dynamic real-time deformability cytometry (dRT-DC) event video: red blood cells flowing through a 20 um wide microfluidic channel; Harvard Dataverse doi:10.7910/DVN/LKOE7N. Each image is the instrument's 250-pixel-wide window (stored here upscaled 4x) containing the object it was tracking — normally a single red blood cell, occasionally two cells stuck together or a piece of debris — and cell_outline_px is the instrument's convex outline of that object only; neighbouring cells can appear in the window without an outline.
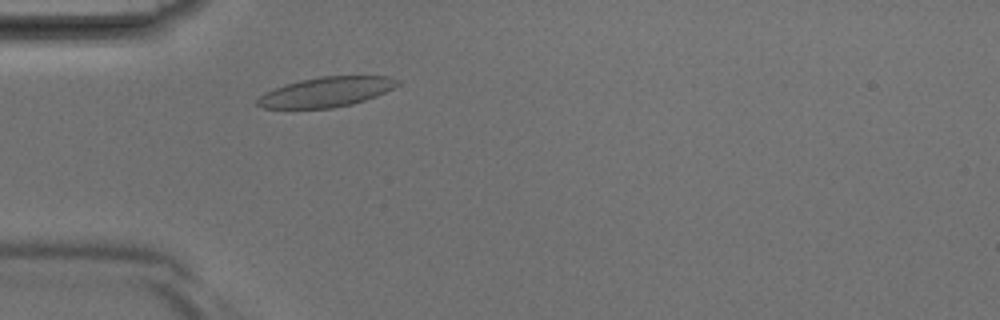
{"species": "Egyptian fruit bat (a non-hibernating species)", "species_latin": "Rousettus aegyptiacus", "temperature_condition": "room temperature", "stored_images_in_passage": 34, "camera_frame_rate_fps": 3000, "um_per_image_px": 0.085, "animal": {"sex": "male"}, "frame": {"image": 1, "passage_image": 6, "time_ms": 1.667, "image_size_px": [1000, 320], "cell_outline_px": [[400, 84], [376, 96], [352, 104], [332, 108], [264, 108], [256, 104], [256, 100], [260, 96], [276, 88], [300, 80], [320, 76], [388, 76], [400, 80]], "centroid_in_image_um": [27.77, 7.81], "position_along_channel_um": 57.2, "area_um2": 24.04}}
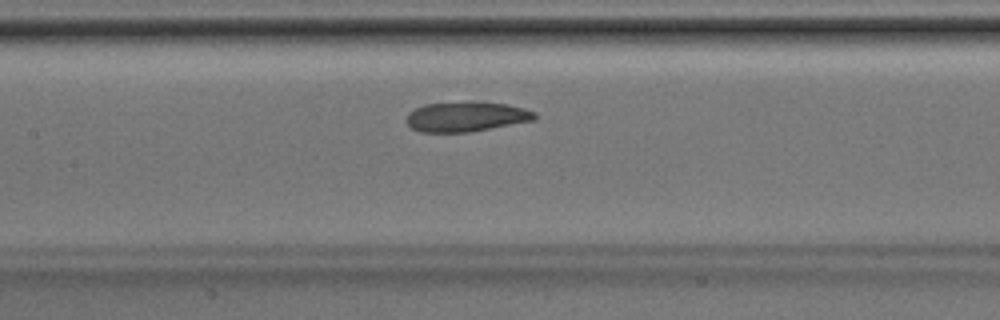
{"frame": {"image": 2, "passage_image": 13, "time_ms": 4.0, "image_size_px": [1000, 320], "cell_outline_px": [[536, 120], [468, 132], [420, 132], [412, 128], [408, 124], [408, 112], [424, 104], [456, 100], [472, 100], [508, 104], [524, 108], [536, 112]], "centroid_in_image_um": [39.64, 9.88], "position_along_channel_um": 167.8, "area_um2": 22.89}}
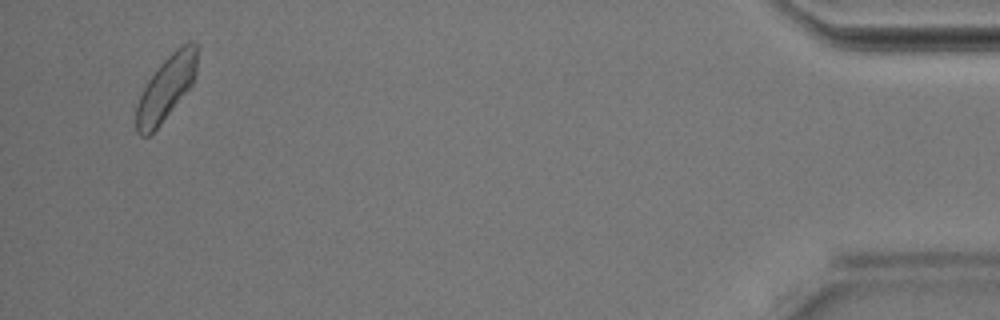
{"frame": {"image": 3, "passage_image": 33, "time_ms": 10.667, "image_size_px": [1000, 320], "cell_outline_px": [[200, 44], [196, 76], [192, 84], [160, 124], [148, 136], [140, 136], [136, 132], [136, 108], [140, 96], [148, 80], [160, 64], [180, 44], [188, 40], [192, 40]], "centroid_in_image_um": [14.18, 7.39], "position_along_channel_um": 421.0, "area_um2": 23.0}}